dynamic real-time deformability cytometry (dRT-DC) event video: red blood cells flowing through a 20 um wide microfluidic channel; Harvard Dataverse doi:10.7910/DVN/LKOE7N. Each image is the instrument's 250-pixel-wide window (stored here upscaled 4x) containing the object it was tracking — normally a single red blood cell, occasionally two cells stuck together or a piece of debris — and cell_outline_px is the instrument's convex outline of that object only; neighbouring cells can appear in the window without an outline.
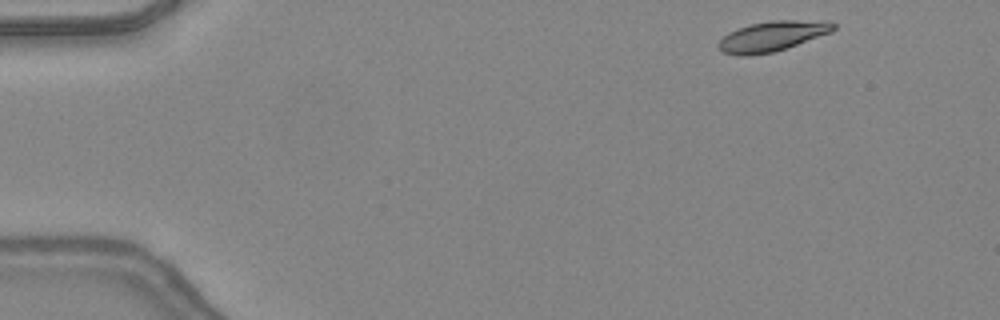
{"species": "common noctule bat (a hibernating species)", "species_latin": "Nyctalus noctula", "temperature_condition": "warm", "stored_images_in_passage": 5, "camera_frame_rate_fps": 3000, "um_per_image_px": 0.085, "animal": {"sex": "female", "body_mass_g": 24.6, "forearm_length_mm": 56.2}, "frame": {"image": 1, "passage_image": 1, "time_ms": 0.0, "image_size_px": [1000, 320], "cell_outline_px": [[836, 28], [832, 32], [772, 52], [748, 56], [740, 56], [720, 52], [716, 48], [716, 44], [728, 32], [736, 28], [752, 24], [772, 20], [828, 20], [836, 24]], "centroid_in_image_um": [65.61, 3.07], "position_along_channel_um": 19.4, "area_um2": 20.35}}